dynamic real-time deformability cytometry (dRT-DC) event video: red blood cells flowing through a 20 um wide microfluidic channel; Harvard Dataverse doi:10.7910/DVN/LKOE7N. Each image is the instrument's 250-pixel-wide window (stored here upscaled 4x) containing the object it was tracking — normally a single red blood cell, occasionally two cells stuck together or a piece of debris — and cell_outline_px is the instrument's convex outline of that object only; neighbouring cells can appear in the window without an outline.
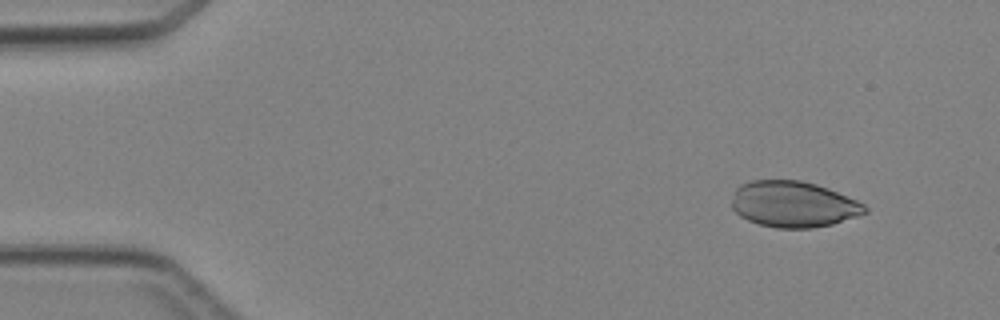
{"species": "Egyptian fruit bat (a non-hibernating species)", "species_latin": "Rousettus aegyptiacus", "temperature_condition": "cold", "stored_images_in_passage": 46, "camera_frame_rate_fps": 3000, "um_per_image_px": 0.085, "animal": {"sex": "female"}, "frame": {"image": 1, "passage_image": 5, "time_ms": 1.333, "image_size_px": [1000, 320], "cell_outline_px": [[868, 212], [832, 224], [812, 228], [776, 228], [760, 224], [748, 220], [740, 216], [732, 208], [732, 200], [736, 188], [740, 184], [752, 180], [800, 180], [816, 184], [828, 188], [856, 200], [864, 204], [868, 208]], "centroid_in_image_um": [67.43, 17.35], "position_along_channel_um": 17.6, "area_um2": 35.66}}
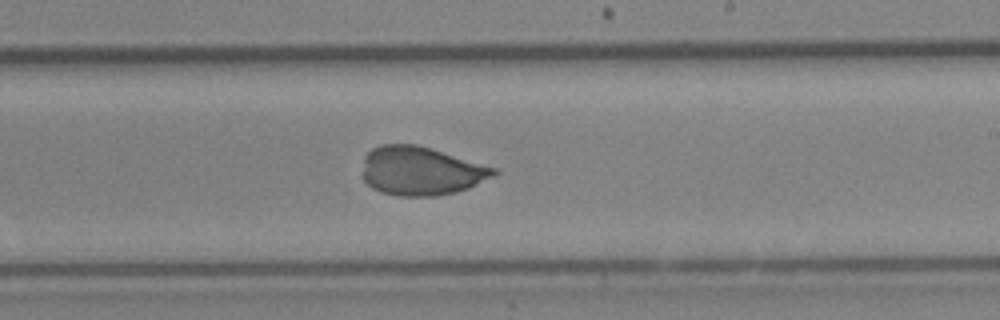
{"frame": {"image": 2, "passage_image": 28, "time_ms": 9.0, "image_size_px": [1000, 320], "cell_outline_px": [[500, 172], [468, 188], [456, 192], [436, 196], [396, 196], [380, 192], [372, 188], [360, 176], [364, 156], [372, 148], [380, 144], [416, 144], [496, 168]], "centroid_in_image_um": [35.71, 14.53], "position_along_channel_um": 253.3, "area_um2": 37.4}}
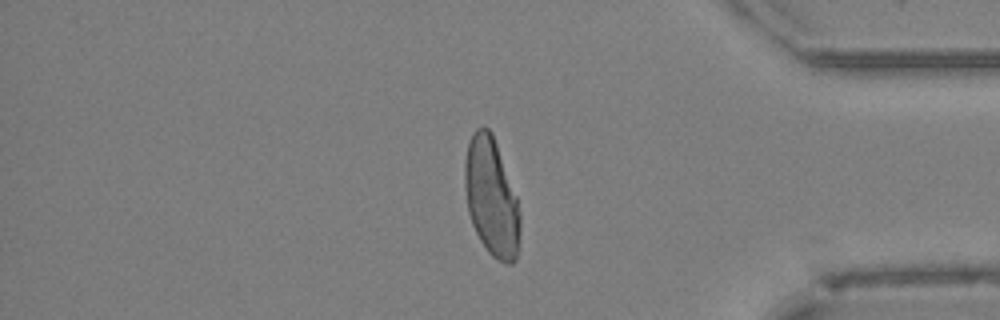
{"frame": {"image": 3, "passage_image": 39, "time_ms": 12.667, "image_size_px": [1000, 320], "cell_outline_px": [[520, 228], [516, 260], [512, 264], [504, 264], [496, 260], [488, 252], [480, 240], [472, 224], [468, 212], [464, 184], [464, 160], [468, 144], [472, 132], [476, 128], [488, 128], [492, 132], [516, 196], [520, 212]], "centroid_in_image_um": [41.76, 16.79], "position_along_channel_um": 393.4, "area_um2": 38.15}}